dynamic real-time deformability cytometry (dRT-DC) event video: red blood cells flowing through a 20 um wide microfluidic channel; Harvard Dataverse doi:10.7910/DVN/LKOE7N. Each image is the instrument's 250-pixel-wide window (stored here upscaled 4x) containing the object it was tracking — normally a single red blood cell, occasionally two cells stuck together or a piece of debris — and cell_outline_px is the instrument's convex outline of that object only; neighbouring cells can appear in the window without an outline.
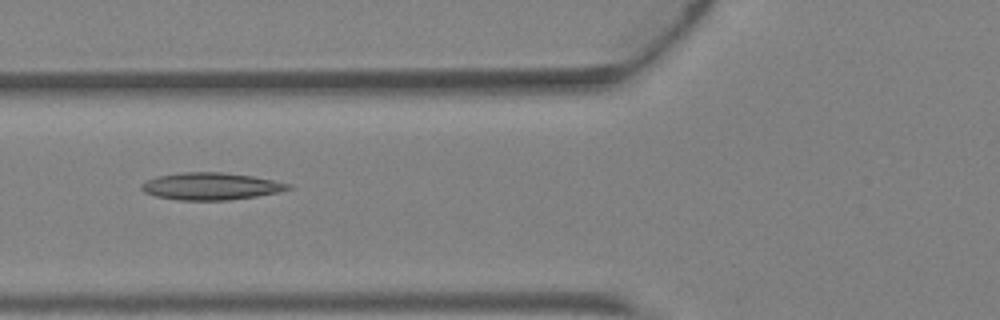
{"species": "Egyptian fruit bat (a non-hibernating species)", "species_latin": "Rousettus aegyptiacus", "temperature_condition": "warm", "stored_images_in_passage": 4, "camera_frame_rate_fps": 3000, "um_per_image_px": 0.085, "animal": {"sex": "female"}, "frame": {"image": 1, "passage_image": 4, "time_ms": 1.0, "image_size_px": [1000, 320], "cell_outline_px": [[292, 188], [280, 192], [256, 196], [228, 200], [180, 200], [156, 196], [144, 192], [140, 188], [140, 184], [148, 180], [160, 176], [180, 172], [224, 172], [252, 176], [292, 184]], "centroid_in_image_um": [17.94, 15.83], "position_along_channel_um": 107.9, "area_um2": 23.18}}